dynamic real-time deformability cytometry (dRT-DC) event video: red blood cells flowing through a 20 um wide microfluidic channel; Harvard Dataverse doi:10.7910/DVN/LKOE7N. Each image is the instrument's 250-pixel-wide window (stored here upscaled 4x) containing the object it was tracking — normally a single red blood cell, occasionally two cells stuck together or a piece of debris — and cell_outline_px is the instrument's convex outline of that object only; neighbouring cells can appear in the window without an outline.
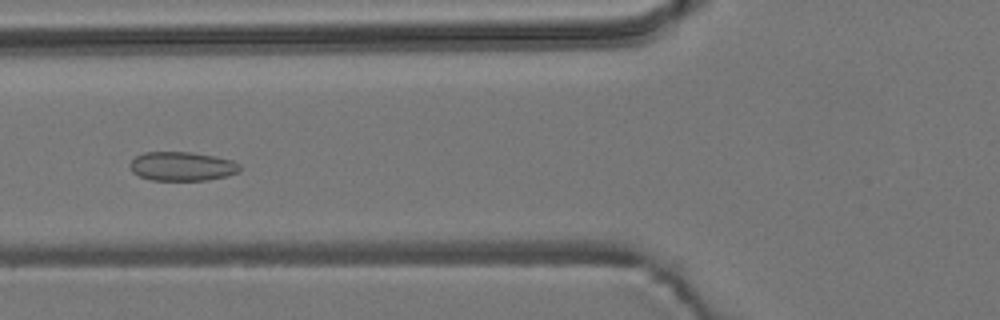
{"species": "common noctule bat (a hibernating species)", "species_latin": "Nyctalus noctula", "temperature_condition": "room temperature", "stored_images_in_passage": 10, "camera_frame_rate_fps": 3000, "um_per_image_px": 0.085, "animal": {"sex": "male", "body_mass_g": 19.2, "forearm_length_mm": 51.8}, "frame": {"image": 1, "passage_image": 5, "time_ms": 1.333, "image_size_px": [1000, 320], "cell_outline_px": [[240, 172], [208, 180], [152, 180], [140, 176], [132, 172], [128, 164], [136, 156], [144, 152], [188, 152], [212, 156], [232, 160], [240, 164]], "centroid_in_image_um": [15.45, 14.14], "position_along_channel_um": 110.3, "area_um2": 18.5}}
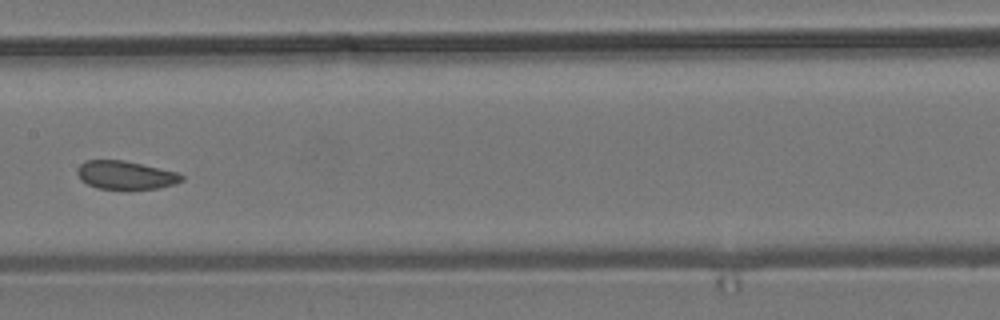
{"frame": {"image": 2, "passage_image": 7, "time_ms": 2.0, "image_size_px": [1000, 320], "cell_outline_px": [[184, 180], [176, 184], [160, 188], [96, 188], [80, 180], [76, 172], [76, 168], [84, 160], [124, 160], [176, 172], [184, 176]], "centroid_in_image_um": [10.65, 14.87], "position_along_channel_um": 196.8, "area_um2": 17.17}}
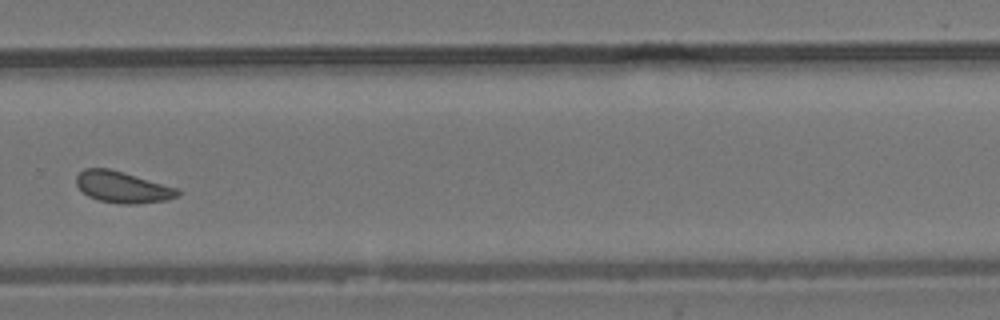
{"frame": {"image": 3, "passage_image": 10, "time_ms": 3.0, "image_size_px": [1000, 320], "cell_outline_px": [[180, 192], [176, 196], [168, 200], [136, 204], [120, 204], [100, 200], [88, 196], [76, 184], [76, 176], [84, 168], [108, 168], [124, 172], [176, 188]], "centroid_in_image_um": [10.39, 15.9], "position_along_channel_um": 319.4, "area_um2": 18.32}}